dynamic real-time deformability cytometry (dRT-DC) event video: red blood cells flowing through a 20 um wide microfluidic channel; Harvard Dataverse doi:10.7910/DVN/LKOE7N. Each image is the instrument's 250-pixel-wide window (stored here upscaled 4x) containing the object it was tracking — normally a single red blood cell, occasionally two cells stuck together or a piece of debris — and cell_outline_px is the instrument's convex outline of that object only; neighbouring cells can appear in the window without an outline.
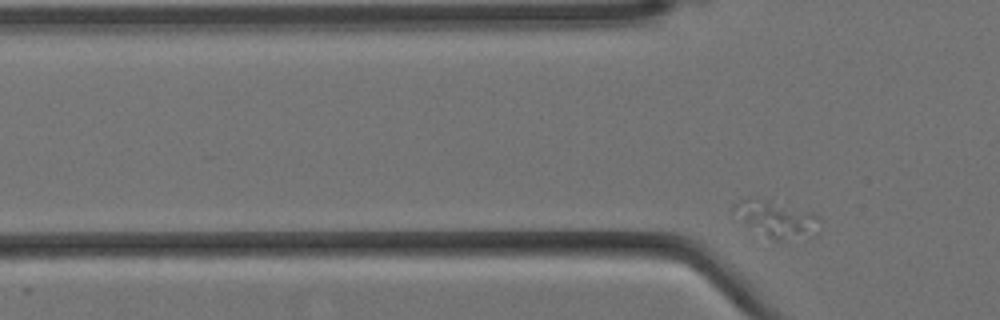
{"species": "Egyptian fruit bat (a non-hibernating species)", "species_latin": "Rousettus aegyptiacus", "temperature_condition": "cold", "stored_images_in_passage": 6, "camera_frame_rate_fps": 3000, "um_per_image_px": 0.085, "animal": {"sex": "female"}, "frame": {"image": 1, "passage_image": 6, "time_ms": 1.667, "image_size_px": [1000, 320], "cell_outline_px": [[820, 232], [812, 236], [776, 240], [772, 240], [748, 224], [732, 208], [740, 200], [748, 196], [756, 196], [812, 212], [820, 216]], "centroid_in_image_um": [66.09, 18.58], "position_along_channel_um": 59.7, "area_um2": 18.09}}